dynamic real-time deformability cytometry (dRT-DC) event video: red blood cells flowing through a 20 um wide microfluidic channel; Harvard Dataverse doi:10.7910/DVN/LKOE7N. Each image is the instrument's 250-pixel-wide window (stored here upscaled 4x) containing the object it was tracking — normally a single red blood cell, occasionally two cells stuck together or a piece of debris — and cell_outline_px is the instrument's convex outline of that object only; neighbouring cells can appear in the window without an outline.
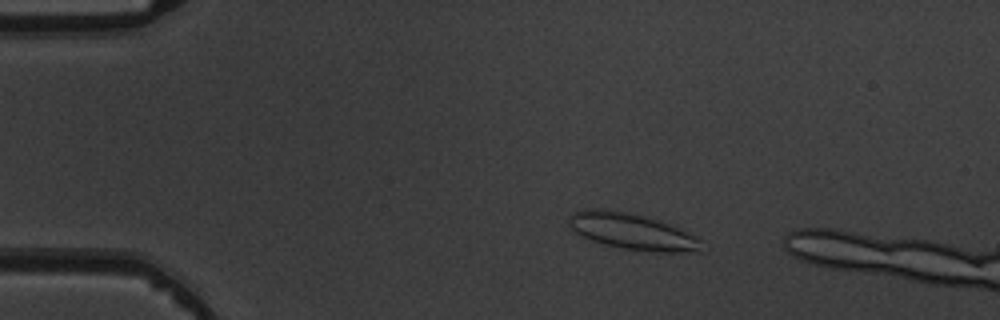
{"species": "common noctule bat (a hibernating species)", "species_latin": "Nyctalus noctula", "temperature_condition": "warm", "stored_images_in_passage": 5, "camera_frame_rate_fps": 3000, "um_per_image_px": 0.085, "animal": {"sex": "male", "body_mass_g": 19.5, "forearm_length_mm": 54.6}, "frame": {"image": 1, "passage_image": 3, "time_ms": 3.0, "image_size_px": [1000, 320], "cell_outline_px": [[704, 252], [656, 252], [624, 248], [600, 244], [576, 232], [568, 224], [568, 216], [572, 212], [584, 208], [600, 208], [628, 212], [644, 216], [680, 228], [696, 236], [700, 240]], "centroid_in_image_um": [53.72, 19.67], "position_along_channel_um": 31.3, "area_um2": 28.09}}